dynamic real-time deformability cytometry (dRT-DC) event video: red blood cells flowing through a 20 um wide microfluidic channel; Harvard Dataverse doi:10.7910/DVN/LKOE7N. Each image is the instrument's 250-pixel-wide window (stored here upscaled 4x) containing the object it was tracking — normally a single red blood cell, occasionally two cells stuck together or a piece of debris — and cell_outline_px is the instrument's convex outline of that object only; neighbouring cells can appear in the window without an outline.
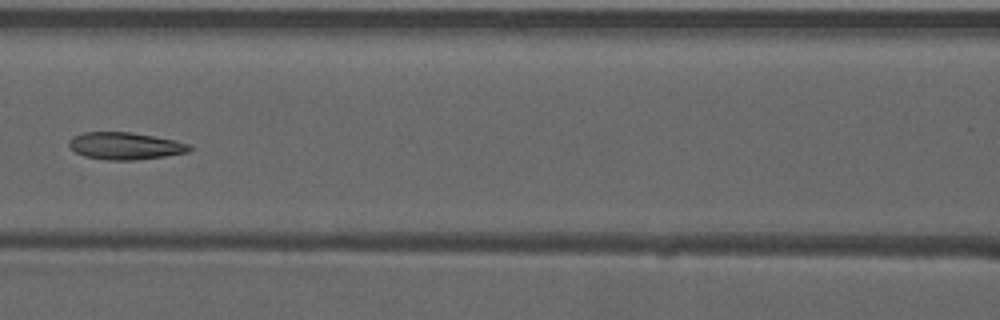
{"species": "common noctule bat (a hibernating species)", "species_latin": "Nyctalus noctula", "temperature_condition": "warm", "stored_images_in_passage": 8, "camera_frame_rate_fps": 3000, "um_per_image_px": 0.085, "animal": {"sex": "male", "forearm_length_mm": 52.5}, "frame": {"image": 1, "passage_image": 7, "time_ms": 2.0, "image_size_px": [1000, 320], "cell_outline_px": [[192, 148], [188, 152], [164, 156], [136, 160], [108, 160], [84, 156], [76, 152], [68, 144], [68, 140], [72, 136], [84, 132], [128, 132], [152, 136], [192, 144]], "centroid_in_image_um": [10.62, 12.4], "position_along_channel_um": 156.0, "area_um2": 18.96}}
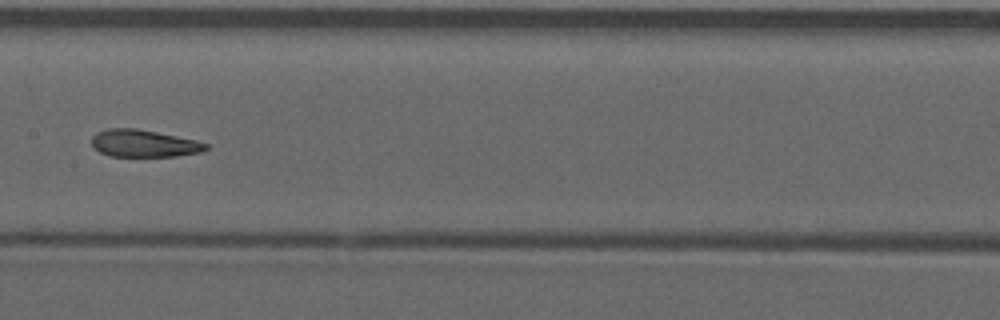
{"frame": {"image": 2, "passage_image": 8, "time_ms": 2.333, "image_size_px": [1000, 320], "cell_outline_px": [[208, 148], [200, 152], [176, 156], [108, 156], [92, 148], [92, 136], [96, 132], [108, 128], [136, 128], [196, 140], [208, 144]], "centroid_in_image_um": [12.18, 12.19], "position_along_channel_um": 195.2, "area_um2": 18.15}}